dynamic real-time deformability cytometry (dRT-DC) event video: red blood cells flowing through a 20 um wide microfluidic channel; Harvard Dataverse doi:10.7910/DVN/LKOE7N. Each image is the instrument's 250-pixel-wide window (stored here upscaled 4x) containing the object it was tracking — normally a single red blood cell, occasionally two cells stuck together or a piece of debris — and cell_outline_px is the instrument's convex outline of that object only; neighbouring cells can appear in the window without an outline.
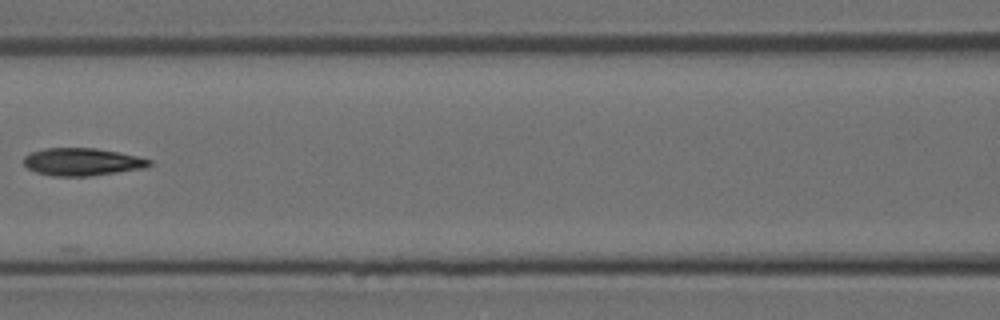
{"species": "Egyptian fruit bat (a non-hibernating species)", "species_latin": "Rousettus aegyptiacus", "temperature_condition": "room temperature", "stored_images_in_passage": 7, "camera_frame_rate_fps": 3000, "um_per_image_px": 0.085, "animal": {"sex": "female"}, "frame": {"image": 1, "passage_image": 7, "time_ms": 2.0, "image_size_px": [1000, 320], "cell_outline_px": [[152, 164], [148, 168], [88, 176], [52, 176], [36, 172], [28, 168], [24, 164], [24, 156], [32, 152], [44, 148], [96, 148], [120, 152], [152, 160]], "centroid_in_image_um": [7.01, 13.76], "position_along_channel_um": 159.6, "area_um2": 20.29}}